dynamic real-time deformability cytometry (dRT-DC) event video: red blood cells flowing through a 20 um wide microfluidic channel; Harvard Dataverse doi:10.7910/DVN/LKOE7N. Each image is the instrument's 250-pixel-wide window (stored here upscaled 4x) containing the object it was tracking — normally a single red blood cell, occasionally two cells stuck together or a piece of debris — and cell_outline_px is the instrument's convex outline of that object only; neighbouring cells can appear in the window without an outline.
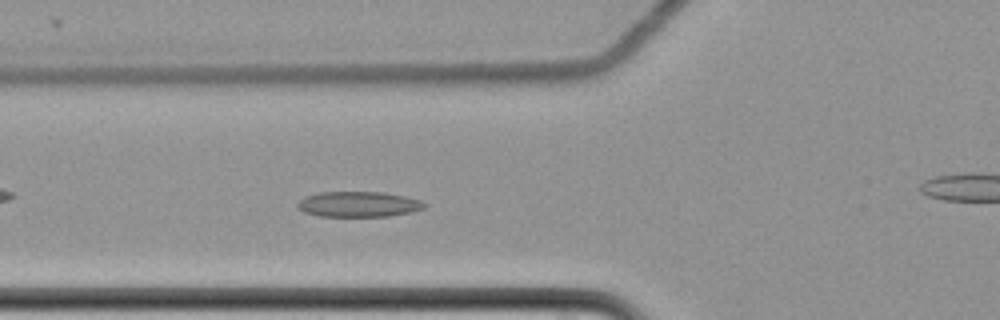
{"species": "common noctule bat (a hibernating species)", "species_latin": "Nyctalus noctula", "temperature_condition": "cold", "stored_images_in_passage": 60, "camera_frame_rate_fps": 3000, "um_per_image_px": 0.085, "animal": {"sex": "female", "body_mass_g": 22.7, "forearm_length_mm": 54.2}, "frame": {"image": 1, "passage_image": 22, "time_ms": 7.0, "image_size_px": [1000, 320], "cell_outline_px": [[428, 204], [424, 208], [408, 212], [388, 216], [320, 216], [304, 212], [296, 208], [296, 204], [304, 196], [320, 192], [384, 192], [404, 196], [420, 200]], "centroid_in_image_um": [30.43, 17.35], "position_along_channel_um": 95.4, "area_um2": 18.79}}
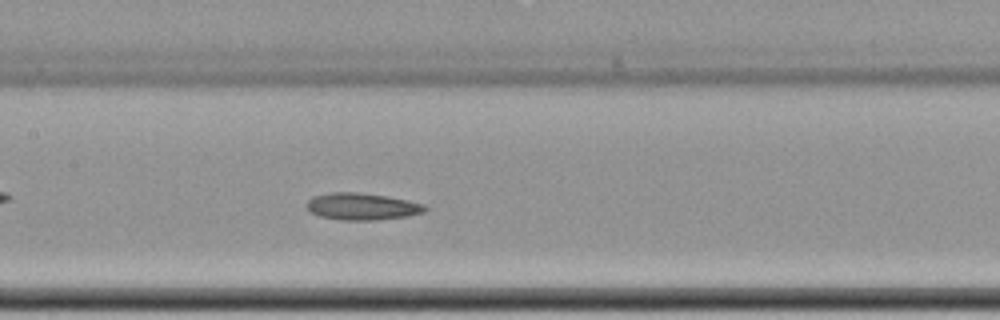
{"frame": {"image": 2, "passage_image": 29, "time_ms": 9.333, "image_size_px": [1000, 320], "cell_outline_px": [[428, 208], [424, 212], [408, 216], [376, 220], [340, 220], [320, 216], [312, 212], [304, 204], [312, 196], [332, 192], [356, 192], [388, 196], [408, 200], [424, 204]], "centroid_in_image_um": [30.77, 17.55], "position_along_channel_um": 176.6, "area_um2": 18.67}}
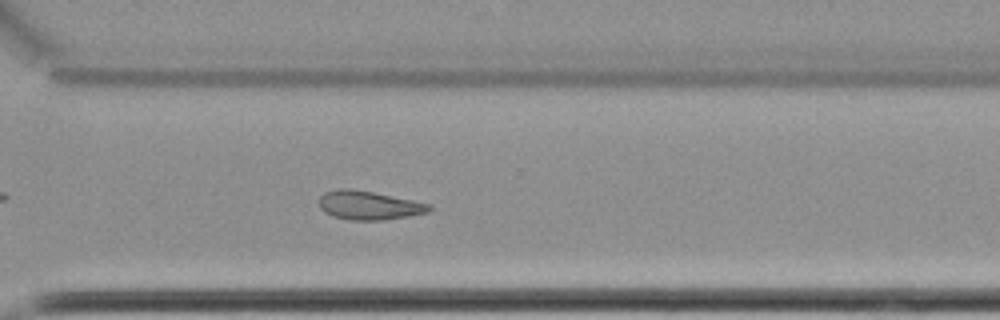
{"frame": {"image": 3, "passage_image": 43, "time_ms": 14.0, "image_size_px": [1000, 320], "cell_outline_px": [[432, 208], [428, 212], [408, 216], [384, 220], [348, 220], [332, 216], [324, 212], [320, 208], [320, 196], [324, 192], [336, 188], [352, 188], [412, 200], [428, 204]], "centroid_in_image_um": [31.3, 17.45], "position_along_channel_um": 339.3, "area_um2": 18.44}, "authors_computed_cell_mechanics": {"area_um2": 19.1029, "velocity_mm_per_s": 3.4762, "shape_relaxation_time_tau1_ms": 9.7997, "shape_relaxation_time_tau2_ms": null, "deformation_change_tau1": 0.1231, "deformation_change_tau2": null}}